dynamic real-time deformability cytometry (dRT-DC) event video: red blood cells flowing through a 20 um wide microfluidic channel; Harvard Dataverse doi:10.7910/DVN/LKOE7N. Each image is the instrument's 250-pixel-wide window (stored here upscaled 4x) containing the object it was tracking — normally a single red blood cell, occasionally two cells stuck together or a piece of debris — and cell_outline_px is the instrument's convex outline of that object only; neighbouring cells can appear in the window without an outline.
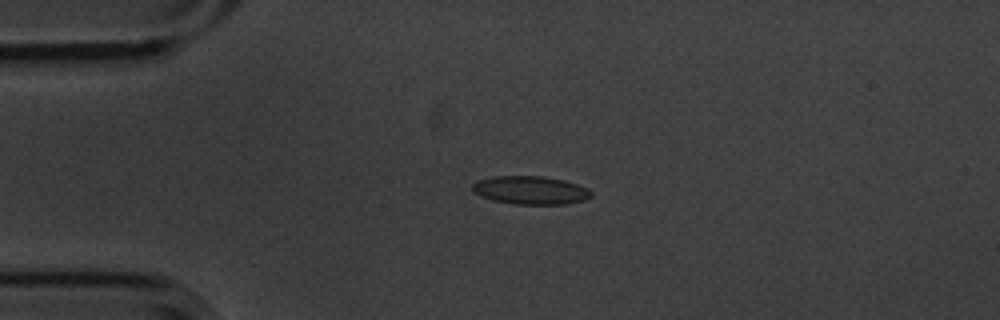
{"species": "common noctule bat (a hibernating species)", "species_latin": "Nyctalus noctula", "temperature_condition": "cold", "stored_images_in_passage": 42, "camera_frame_rate_fps": 3000, "um_per_image_px": 0.085, "animal": {"sex": "male", "body_mass_g": 20.1, "forearm_length_mm": 53.5}, "frame": {"image": 1, "passage_image": 6, "time_ms": 1.667, "image_size_px": [1000, 320], "cell_outline_px": [[592, 196], [584, 200], [564, 204], [516, 204], [492, 200], [472, 192], [472, 184], [476, 180], [496, 176], [544, 176], [564, 180], [588, 188], [592, 192]], "centroid_in_image_um": [45.08, 16.16], "position_along_channel_um": 39.9, "area_um2": 19.59}}
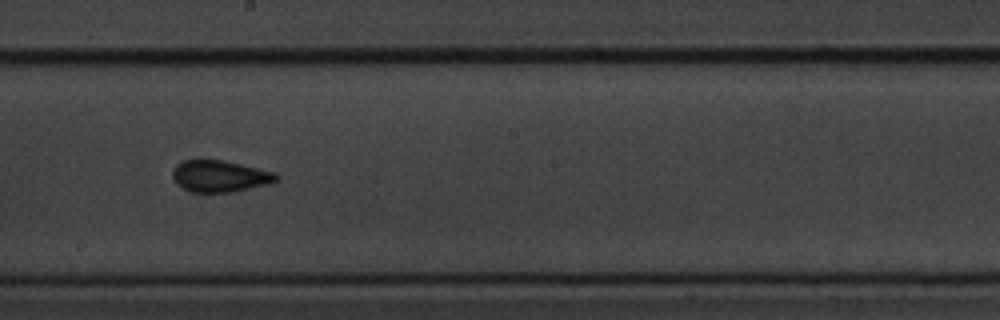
{"frame": {"image": 2, "passage_image": 24, "time_ms": 7.667, "image_size_px": [1000, 320], "cell_outline_px": [[280, 176], [276, 180], [268, 184], [236, 192], [192, 192], [176, 184], [172, 176], [172, 172], [176, 164], [184, 160], [224, 160], [276, 172]], "centroid_in_image_um": [18.7, 14.97], "position_along_channel_um": 229.5, "area_um2": 19.25}}
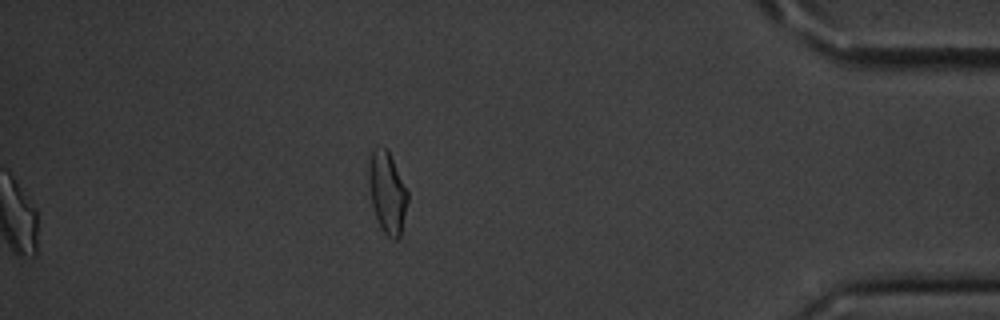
{"frame": {"image": 3, "passage_image": 42, "time_ms": 13.667, "image_size_px": [1000, 320], "cell_outline_px": [[408, 200], [400, 236], [396, 240], [392, 240], [384, 232], [376, 216], [372, 204], [368, 176], [368, 164], [372, 148], [388, 148], [408, 192]], "centroid_in_image_um": [32.92, 16.33], "position_along_channel_um": 402.3, "area_um2": 18.38}, "authors_computed_cell_mechanics": {"area_um2": 18.6405, "velocity_mm_per_s": 3.5707, "shape_relaxation_time_tau1_ms": 7.9318, "shape_relaxation_time_tau2_ms": 1.5935, "deformation_change_tau1": 0.1521, "deformation_change_tau2": 0.0843}}